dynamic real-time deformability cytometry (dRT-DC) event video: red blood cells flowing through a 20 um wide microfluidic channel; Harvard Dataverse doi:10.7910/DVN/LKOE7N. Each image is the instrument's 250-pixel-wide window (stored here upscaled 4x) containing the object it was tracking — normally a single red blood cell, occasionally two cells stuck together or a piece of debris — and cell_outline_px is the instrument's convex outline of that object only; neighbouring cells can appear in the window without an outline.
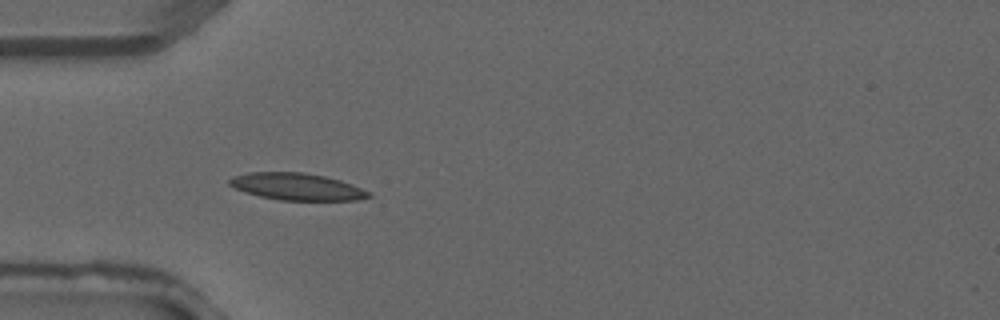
{"species": "common noctule bat (a hibernating species)", "species_latin": "Nyctalus noctula", "temperature_condition": "warm", "stored_images_in_passage": 4, "camera_frame_rate_fps": 3000, "um_per_image_px": 0.085, "animal": {"sex": "male", "forearm_length_mm": 52.5}, "frame": {"image": 1, "passage_image": 4, "time_ms": 1.0, "image_size_px": [1000, 320], "cell_outline_px": [[372, 196], [356, 200], [280, 200], [260, 196], [244, 192], [228, 184], [228, 180], [232, 176], [248, 172], [304, 172], [324, 176], [340, 180], [352, 184], [372, 192]], "centroid_in_image_um": [25.23, 15.86], "position_along_channel_um": 59.8, "area_um2": 21.96}}